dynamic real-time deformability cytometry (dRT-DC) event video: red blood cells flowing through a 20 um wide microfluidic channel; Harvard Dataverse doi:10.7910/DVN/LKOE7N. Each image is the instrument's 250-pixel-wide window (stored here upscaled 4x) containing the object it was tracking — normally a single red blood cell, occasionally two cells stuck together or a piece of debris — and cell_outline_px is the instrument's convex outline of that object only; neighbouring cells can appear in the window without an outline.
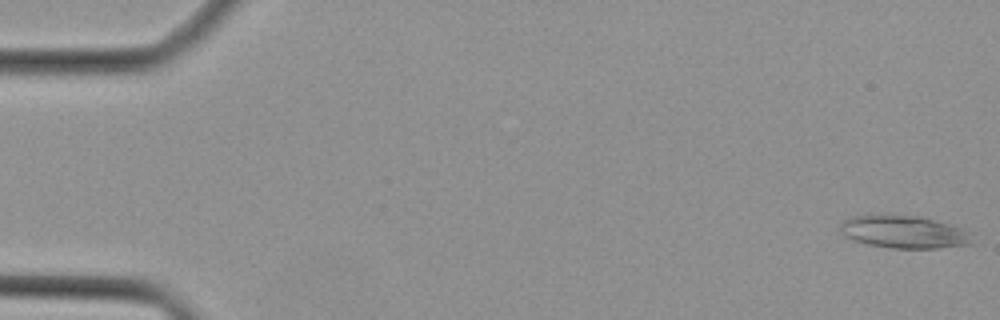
{"species": "Egyptian fruit bat (a non-hibernating species)", "species_latin": "Rousettus aegyptiacus", "temperature_condition": "cold", "stored_images_in_passage": 44, "camera_frame_rate_fps": 3000, "um_per_image_px": 0.085, "animal": {"sex": "female"}, "frame": {"image": 1, "passage_image": 1, "time_ms": 0.0, "image_size_px": [1000, 320], "cell_outline_px": [[972, 244], [936, 248], [892, 248], [868, 244], [844, 236], [836, 228], [840, 220], [852, 216], [920, 216], [948, 224], [972, 232]], "centroid_in_image_um": [76.8, 19.72], "position_along_channel_um": 8.2, "area_um2": 24.97}}
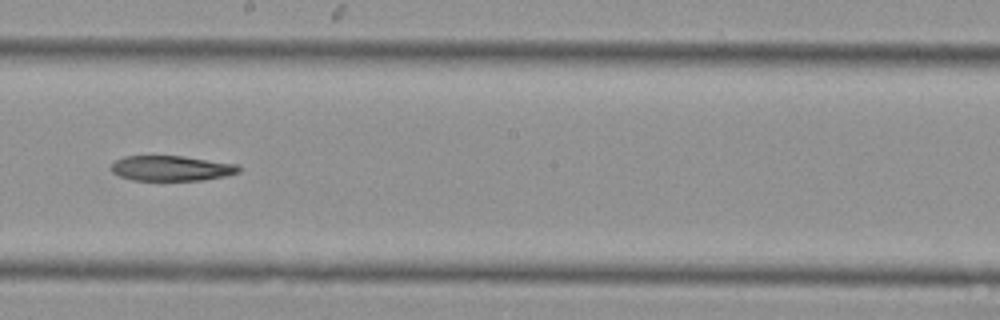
{"frame": {"image": 2, "passage_image": 25, "time_ms": 8.0, "image_size_px": [1000, 320], "cell_outline_px": [[244, 168], [240, 172], [224, 176], [204, 180], [132, 180], [120, 176], [112, 172], [112, 164], [116, 160], [124, 156], [184, 156], [240, 164]], "centroid_in_image_um": [14.65, 14.3], "position_along_channel_um": 233.6, "area_um2": 18.9}}
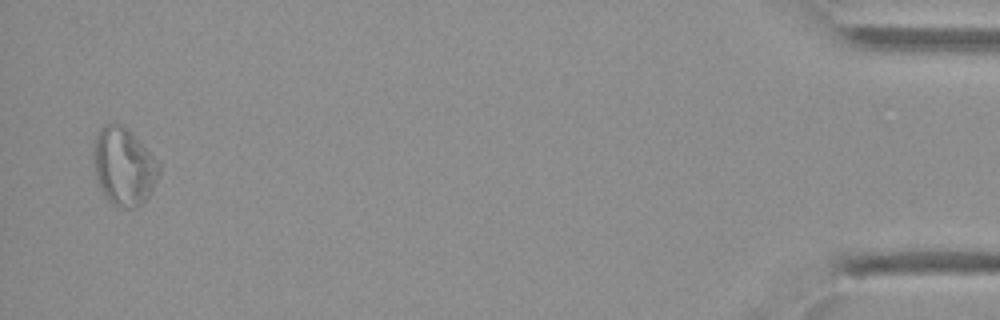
{"frame": {"image": 3, "passage_image": 43, "time_ms": 14.0, "image_size_px": [1000, 320], "cell_outline_px": [[160, 172], [148, 196], [136, 208], [128, 208], [112, 204], [104, 196], [100, 188], [92, 164], [92, 144], [100, 128], [104, 124], [120, 124], [160, 164]], "centroid_in_image_um": [10.45, 14.18], "position_along_channel_um": 424.7, "area_um2": 29.13}}